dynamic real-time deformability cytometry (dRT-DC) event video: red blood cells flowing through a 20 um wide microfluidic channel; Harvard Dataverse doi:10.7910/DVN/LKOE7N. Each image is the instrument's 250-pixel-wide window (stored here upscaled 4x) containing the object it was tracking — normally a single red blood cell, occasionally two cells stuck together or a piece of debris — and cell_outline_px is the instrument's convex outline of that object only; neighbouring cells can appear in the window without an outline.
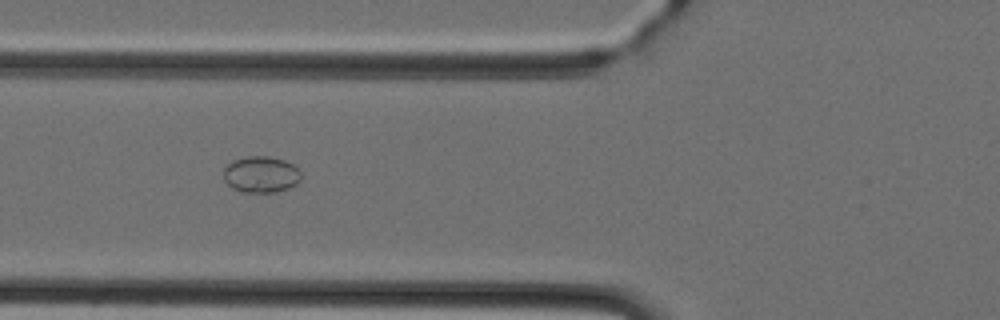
{"species": "Egyptian fruit bat (a non-hibernating species)", "species_latin": "Rousettus aegyptiacus", "temperature_condition": "cold", "stored_images_in_passage": 45, "camera_frame_rate_fps": 3000, "um_per_image_px": 0.085, "animal": {"sex": "female"}, "frame": {"image": 1, "passage_image": 15, "time_ms": 4.667, "image_size_px": [1000, 320], "cell_outline_px": [[300, 180], [296, 184], [288, 188], [276, 192], [244, 192], [232, 188], [224, 180], [224, 168], [232, 160], [248, 156], [268, 156], [284, 160], [292, 164], [300, 172]], "centroid_in_image_um": [22.17, 14.82], "position_along_channel_um": 103.6, "area_um2": 16.36}}
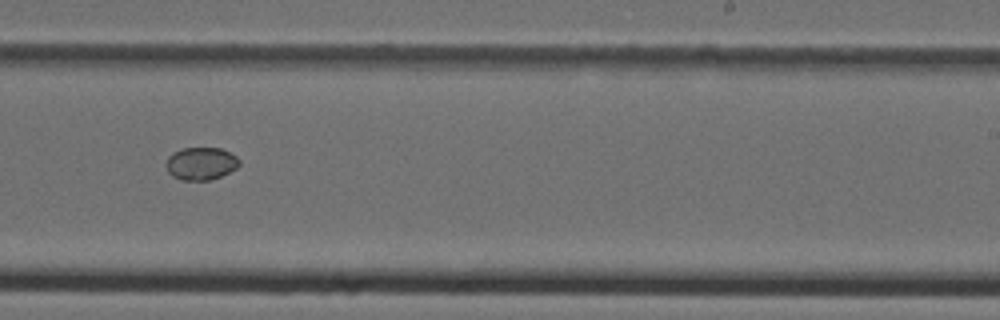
{"frame": {"image": 2, "passage_image": 27, "time_ms": 8.667, "image_size_px": [1000, 320], "cell_outline_px": [[240, 164], [236, 168], [220, 176], [208, 180], [180, 180], [172, 176], [168, 172], [164, 164], [168, 156], [172, 152], [180, 148], [220, 148], [236, 156], [240, 160]], "centroid_in_image_um": [17.03, 13.89], "position_along_channel_um": 272.0, "area_um2": 14.05}}
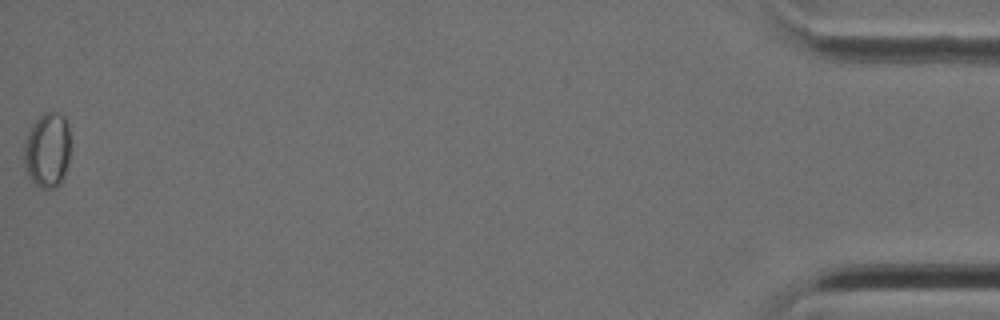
{"frame": {"image": 3, "passage_image": 45, "time_ms": 14.667, "image_size_px": [1000, 320], "cell_outline_px": [[68, 160], [64, 176], [60, 184], [56, 188], [40, 188], [32, 180], [24, 168], [24, 148], [28, 132], [36, 120], [44, 112], [56, 112], [64, 116], [68, 124]], "centroid_in_image_um": [4.02, 12.77], "position_along_channel_um": 431.2, "area_um2": 20.06}}